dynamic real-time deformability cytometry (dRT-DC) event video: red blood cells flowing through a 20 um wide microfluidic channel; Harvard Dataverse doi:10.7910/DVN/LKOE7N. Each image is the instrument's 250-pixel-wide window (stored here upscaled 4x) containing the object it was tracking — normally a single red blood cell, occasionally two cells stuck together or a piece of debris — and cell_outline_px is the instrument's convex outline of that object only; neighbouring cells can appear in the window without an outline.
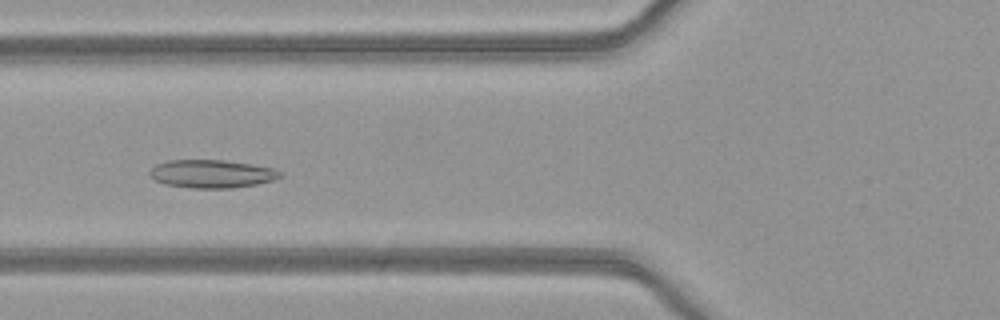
{"species": "common noctule bat (a hibernating species)", "species_latin": "Nyctalus noctula", "temperature_condition": "warm", "stored_images_in_passage": 52, "camera_frame_rate_fps": 3000, "um_per_image_px": 0.085, "animal": {"sex": "female", "body_mass_g": 21.9}, "frame": {"image": 1, "passage_image": 20, "time_ms": 6.333, "image_size_px": [1000, 320], "cell_outline_px": [[280, 176], [272, 180], [256, 184], [232, 188], [192, 188], [164, 184], [156, 180], [148, 172], [156, 164], [168, 160], [224, 160], [252, 164], [272, 168], [280, 172]], "centroid_in_image_um": [17.96, 14.77], "position_along_channel_um": 107.8, "area_um2": 21.15}}
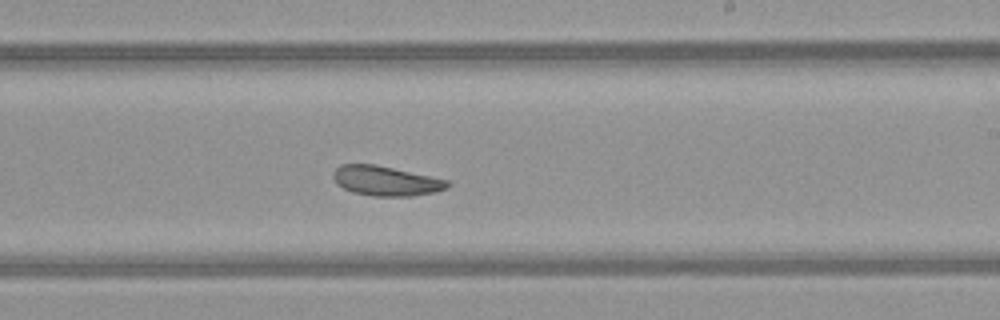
{"frame": {"image": 2, "passage_image": 31, "time_ms": 10.0, "image_size_px": [1000, 320], "cell_outline_px": [[452, 184], [448, 188], [436, 192], [412, 196], [372, 196], [352, 192], [336, 184], [332, 176], [336, 168], [340, 164], [376, 164], [448, 180]], "centroid_in_image_um": [32.81, 15.38], "position_along_channel_um": 256.2, "area_um2": 19.94}}
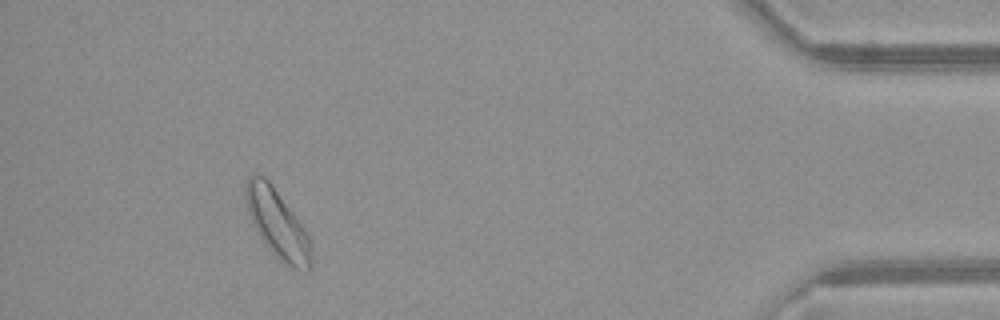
{"frame": {"image": 3, "passage_image": 47, "time_ms": 15.333, "image_size_px": [1000, 320], "cell_outline_px": [[312, 268], [292, 268], [284, 264], [276, 256], [256, 232], [248, 212], [244, 196], [244, 188], [248, 176], [264, 176], [268, 180], [300, 224], [308, 236], [312, 248]], "centroid_in_image_um": [23.55, 19.03], "position_along_channel_um": 411.7, "area_um2": 25.37}, "authors_computed_cell_mechanics": {"area_um2": 22.8888, "velocity_mm_per_s": 4.0376, "shape_relaxation_time_tau1_ms": null, "shape_relaxation_time_tau2_ms": 7.802, "deformation_change_tau1": null, "deformation_change_tau2": 0.1471}}